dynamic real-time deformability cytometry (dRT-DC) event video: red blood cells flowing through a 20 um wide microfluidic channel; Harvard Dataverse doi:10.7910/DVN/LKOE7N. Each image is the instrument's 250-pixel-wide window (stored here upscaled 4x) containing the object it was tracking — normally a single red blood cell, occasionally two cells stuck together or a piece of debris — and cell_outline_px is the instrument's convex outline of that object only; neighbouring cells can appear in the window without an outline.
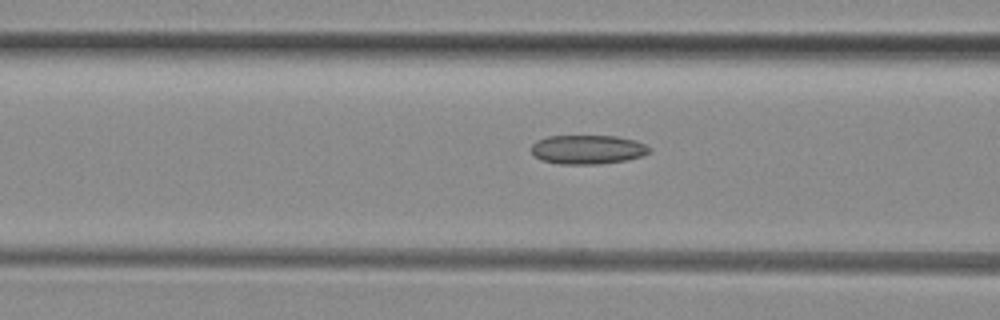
{"species": "common noctule bat (a hibernating species)", "species_latin": "Nyctalus noctula", "temperature_condition": "room temperature", "stored_images_in_passage": 36, "camera_frame_rate_fps": 3000, "um_per_image_px": 0.085, "animal": {"sex": "female", "body_mass_g": 29.2, "forearm_length_mm": 56.3}, "frame": {"image": 1, "passage_image": 15, "time_ms": 4.667, "image_size_px": [1000, 320], "cell_outline_px": [[648, 152], [640, 156], [628, 160], [596, 164], [560, 164], [540, 160], [532, 152], [532, 144], [536, 140], [548, 136], [616, 136], [636, 140], [644, 144], [648, 148]], "centroid_in_image_um": [49.91, 12.7], "position_along_channel_um": 116.7, "area_um2": 19.88}}
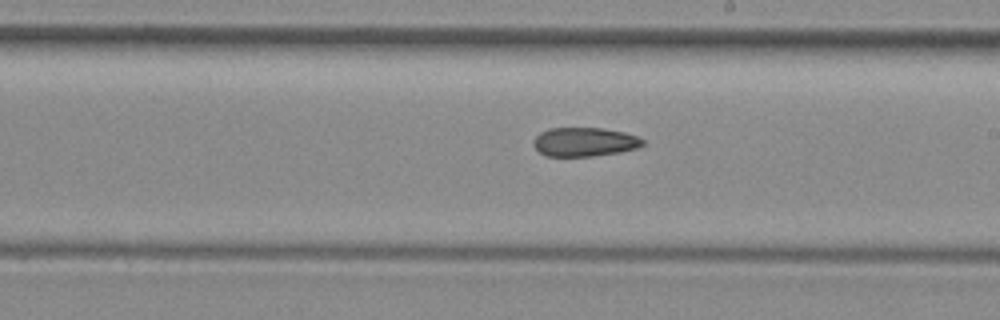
{"frame": {"image": 2, "passage_image": 24, "time_ms": 7.667, "image_size_px": [1000, 320], "cell_outline_px": [[644, 144], [636, 148], [620, 152], [592, 156], [548, 156], [540, 152], [532, 144], [532, 140], [540, 132], [548, 128], [604, 128], [624, 132], [636, 136], [644, 140]], "centroid_in_image_um": [49.66, 12.05], "position_along_channel_um": 239.3, "area_um2": 18.44}}
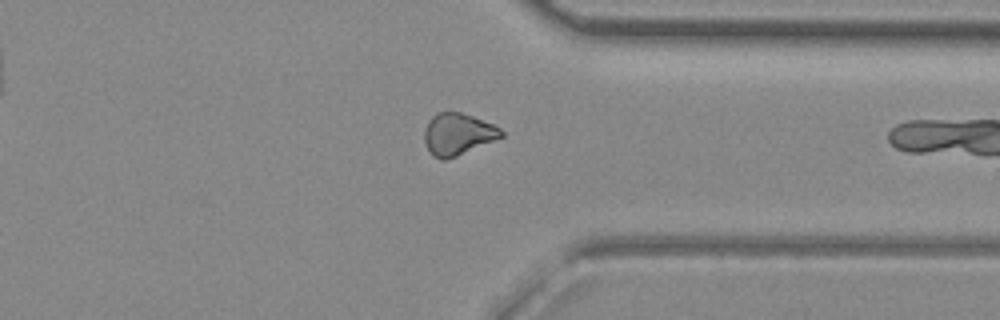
{"frame": {"image": 3, "passage_image": 34, "time_ms": 11.0, "image_size_px": [1000, 320], "cell_outline_px": [[504, 136], [456, 156], [444, 160], [440, 160], [432, 156], [424, 140], [424, 128], [428, 120], [436, 112], [460, 112], [472, 116], [492, 124], [500, 128], [504, 132]], "centroid_in_image_um": [38.88, 11.4], "position_along_channel_um": 372.5, "area_um2": 18.67}}